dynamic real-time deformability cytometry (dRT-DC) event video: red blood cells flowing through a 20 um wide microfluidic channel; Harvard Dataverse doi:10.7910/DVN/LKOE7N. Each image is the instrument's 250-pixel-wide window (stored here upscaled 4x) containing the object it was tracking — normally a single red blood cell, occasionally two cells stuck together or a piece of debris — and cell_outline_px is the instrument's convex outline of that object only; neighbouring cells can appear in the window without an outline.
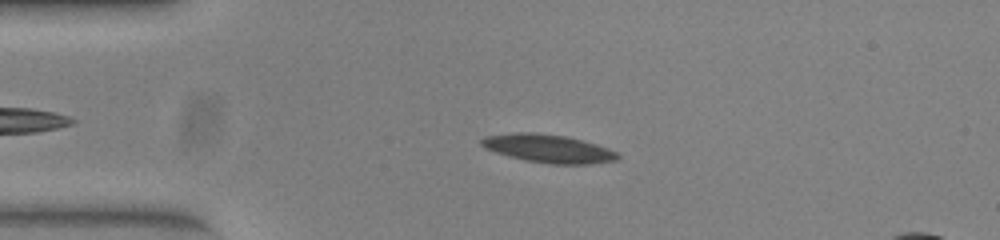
{"species": "common noctule bat (a hibernating species)", "species_latin": "Nyctalus noctula", "temperature_condition": "warm", "stored_images_in_passage": 46, "segment_of_instrument_passage": [1, 2], "camera_frame_rate_fps": 3000, "um_per_image_px": 0.085, "animal": {"sex": "female", "body_mass_g": 23.0, "forearm_length_mm": 53.4}, "frame": {"image": 1, "passage_image": 4, "time_ms": 1.0, "image_size_px": [1000, 240], "cell_outline_px": [[620, 156], [616, 160], [592, 164], [552, 164], [524, 160], [508, 156], [484, 148], [480, 144], [480, 140], [484, 136], [516, 132], [532, 132], [564, 136], [596, 144], [620, 152]], "centroid_in_image_um": [46.6, 12.63], "position_along_channel_um": 38.4, "area_um2": 22.43}}
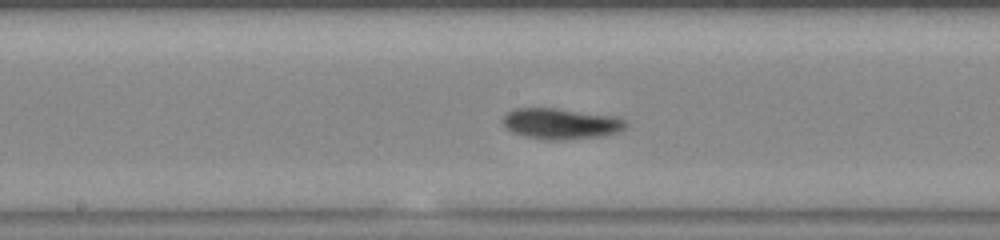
{"frame": {"image": 2, "passage_image": 19, "time_ms": 6.0, "image_size_px": [1000, 240], "cell_outline_px": [[624, 128], [616, 132], [604, 136], [560, 140], [544, 140], [524, 136], [512, 132], [504, 124], [504, 116], [508, 112], [516, 108], [556, 108], [616, 116], [624, 120]], "centroid_in_image_um": [47.66, 10.51], "position_along_channel_um": 200.5, "area_um2": 21.91}}
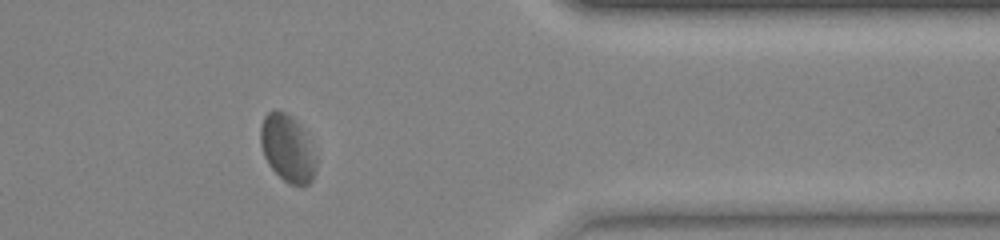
{"frame": {"image": 3, "passage_image": 35, "time_ms": 11.333, "image_size_px": [1000, 240], "cell_outline_px": [[316, 172], [312, 180], [304, 188], [288, 184], [268, 164], [264, 156], [260, 144], [260, 128], [264, 116], [268, 112], [276, 108], [292, 116], [300, 124], [316, 156]], "centroid_in_image_um": [24.44, 12.62], "position_along_channel_um": 387.0, "area_um2": 22.08}}